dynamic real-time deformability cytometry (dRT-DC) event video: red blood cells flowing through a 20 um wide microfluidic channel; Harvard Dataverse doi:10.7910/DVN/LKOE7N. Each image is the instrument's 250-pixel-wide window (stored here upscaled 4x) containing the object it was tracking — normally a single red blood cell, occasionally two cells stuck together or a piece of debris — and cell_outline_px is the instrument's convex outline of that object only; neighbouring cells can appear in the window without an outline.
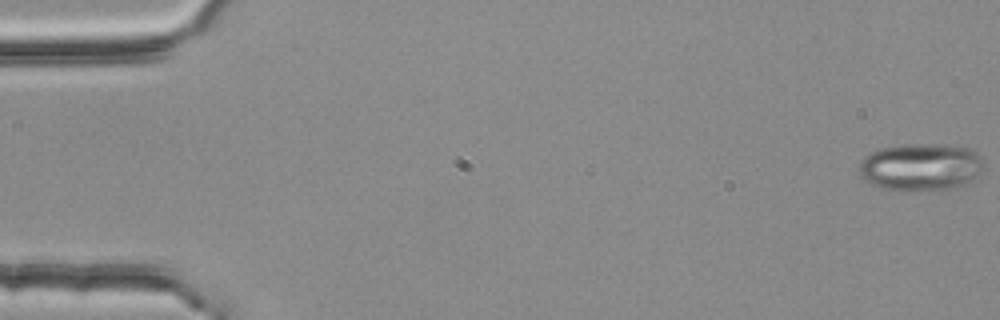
{"species": "common noctule bat (a hibernating species)", "species_latin": "Nyctalus noctula", "temperature_condition": "room temperature", "stored_images_in_passage": 55, "camera_frame_rate_fps": 3000, "um_per_image_px": 0.085, "animal": {"sex": "female", "body_mass_g": 25.1}, "frame": {"image": 1, "passage_image": 1, "time_ms": 0.0, "image_size_px": [1000, 320], "cell_outline_px": [[984, 160], [980, 172], [972, 180], [964, 184], [948, 188], [880, 188], [864, 180], [860, 176], [860, 164], [872, 152], [880, 148], [900, 144], [936, 144], [972, 148]], "centroid_in_image_um": [78.29, 14.14], "position_along_channel_um": 6.7, "area_um2": 33.52}}
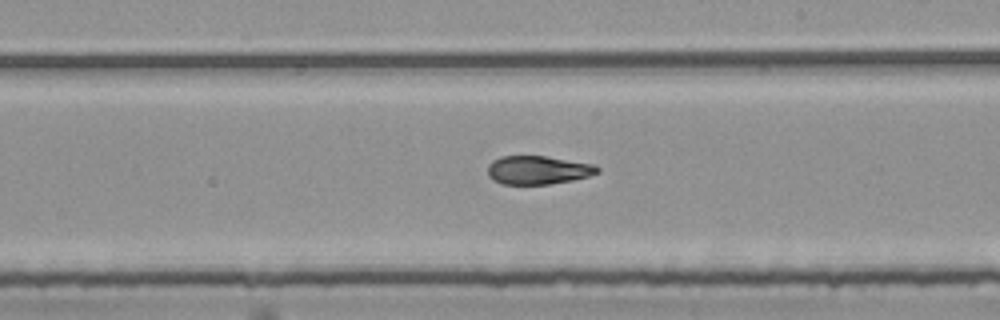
{"frame": {"image": 2, "passage_image": 32, "time_ms": 10.333, "image_size_px": [1000, 320], "cell_outline_px": [[600, 172], [588, 176], [572, 180], [548, 184], [504, 184], [492, 180], [488, 176], [488, 164], [492, 160], [500, 156], [544, 156], [592, 164], [600, 168]], "centroid_in_image_um": [45.69, 14.45], "position_along_channel_um": 243.3, "area_um2": 18.15}}
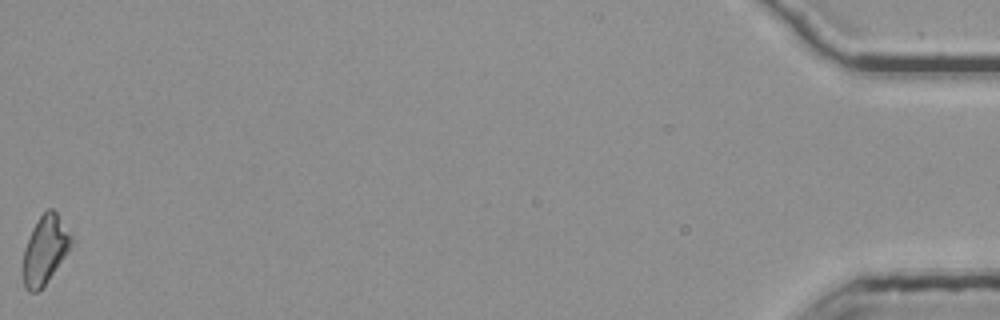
{"frame": {"image": 3, "passage_image": 55, "time_ms": 18.0, "image_size_px": [1000, 320], "cell_outline_px": [[72, 244], [64, 256], [44, 284], [36, 292], [28, 292], [24, 288], [20, 272], [20, 268], [24, 248], [32, 228], [40, 216], [48, 208], [52, 208], [56, 212], [72, 236]], "centroid_in_image_um": [3.75, 21.26], "position_along_channel_um": 431.5, "area_um2": 19.19}, "authors_computed_cell_mechanics": {"area_um2": 19.2474, "velocity_mm_per_s": 3.7895, "shape_relaxation_time_tau1_ms": 9.0912, "shape_relaxation_time_tau2_ms": 2.656, "deformation_change_tau1": 0.2305, "deformation_change_tau2": 0.0957}}